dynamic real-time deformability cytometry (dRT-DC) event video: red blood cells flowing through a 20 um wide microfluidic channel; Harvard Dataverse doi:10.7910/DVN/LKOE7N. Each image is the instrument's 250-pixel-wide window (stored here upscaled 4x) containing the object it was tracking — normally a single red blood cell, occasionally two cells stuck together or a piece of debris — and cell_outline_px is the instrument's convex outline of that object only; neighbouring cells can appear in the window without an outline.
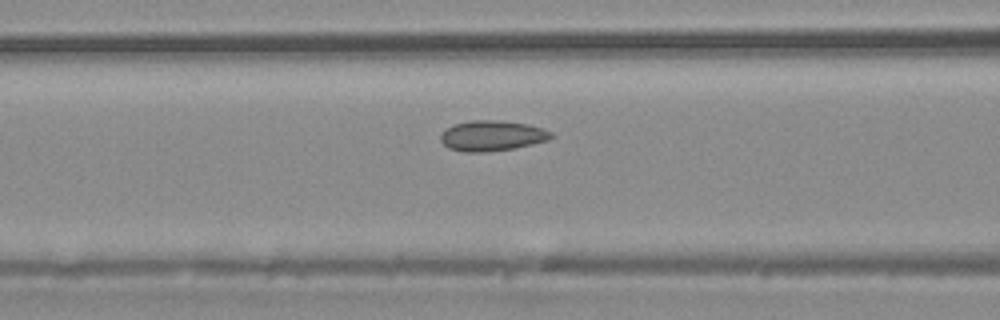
{"species": "common noctule bat (a hibernating species)", "species_latin": "Nyctalus noctula", "temperature_condition": "warm", "stored_images_in_passage": 4, "camera_frame_rate_fps": 3000, "um_per_image_px": 0.085, "animal": {"sex": "male", "body_mass_g": 20.4}, "frame": {"image": 1, "passage_image": 4, "time_ms": 4.333, "image_size_px": [1000, 320], "cell_outline_px": [[552, 136], [548, 140], [532, 144], [512, 148], [484, 152], [464, 152], [448, 148], [440, 140], [440, 136], [448, 128], [456, 124], [472, 120], [496, 120], [528, 124], [552, 132]], "centroid_in_image_um": [41.81, 11.54], "position_along_channel_um": 124.8, "area_um2": 19.25}}